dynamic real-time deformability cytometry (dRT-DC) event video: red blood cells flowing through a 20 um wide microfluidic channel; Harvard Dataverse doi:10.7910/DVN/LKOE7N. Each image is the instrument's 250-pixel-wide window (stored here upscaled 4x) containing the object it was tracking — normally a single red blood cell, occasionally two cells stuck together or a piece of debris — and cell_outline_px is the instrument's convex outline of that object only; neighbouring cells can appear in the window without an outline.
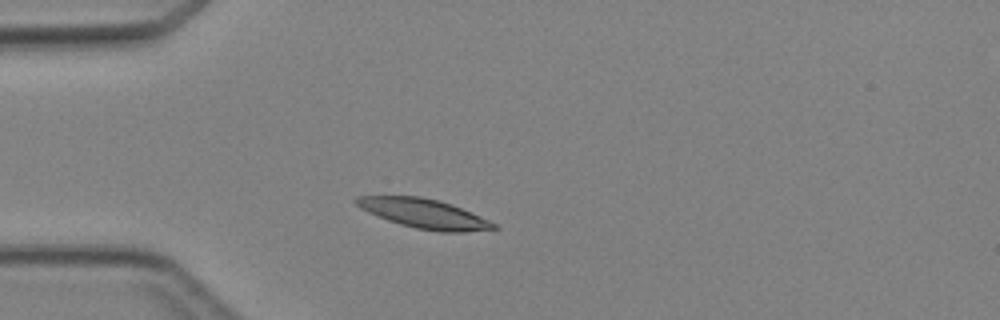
{"species": "Egyptian fruit bat (a non-hibernating species)", "species_latin": "Rousettus aegyptiacus", "temperature_condition": "cold", "stored_images_in_passage": 2, "camera_frame_rate_fps": 3000, "um_per_image_px": 0.085, "animal": {"sex": "female"}, "frame": {"image": 1, "passage_image": 1, "time_ms": 0.0, "image_size_px": [1000, 320], "cell_outline_px": [[500, 228], [464, 232], [440, 232], [416, 228], [400, 224], [388, 220], [368, 212], [360, 208], [352, 200], [356, 196], [420, 196], [440, 200], [452, 204], [488, 220], [496, 224]], "centroid_in_image_um": [36.03, 18.15], "position_along_channel_um": 49.0, "area_um2": 23.47}}